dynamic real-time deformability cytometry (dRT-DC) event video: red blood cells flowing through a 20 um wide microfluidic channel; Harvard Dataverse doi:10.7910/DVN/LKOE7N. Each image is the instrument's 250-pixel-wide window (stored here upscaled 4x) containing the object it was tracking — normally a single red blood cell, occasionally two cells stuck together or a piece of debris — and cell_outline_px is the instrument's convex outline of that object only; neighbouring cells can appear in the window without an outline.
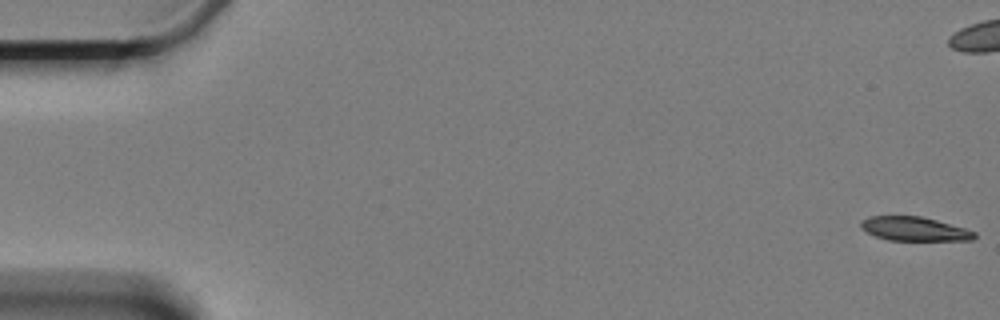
{"species": "Egyptian fruit bat (a non-hibernating species)", "species_latin": "Rousettus aegyptiacus", "temperature_condition": "cold", "stored_images_in_passage": 61, "camera_frame_rate_fps": 3000, "um_per_image_px": 0.085, "animal": {"sex": "female"}, "frame": {"image": 1, "passage_image": 1, "time_ms": 0.0, "image_size_px": [1000, 320], "cell_outline_px": [[976, 236], [972, 240], [888, 240], [876, 236], [860, 228], [860, 220], [868, 216], [920, 216], [936, 220], [964, 228], [976, 232]], "centroid_in_image_um": [77.68, 19.45], "position_along_channel_um": 7.3, "area_um2": 15.78}}
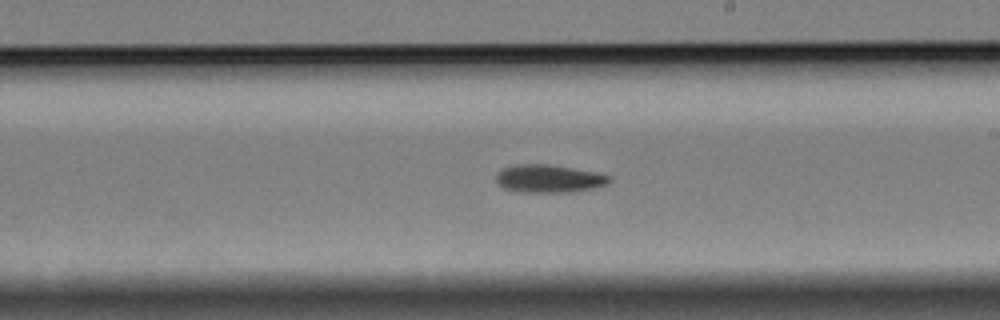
{"frame": {"image": 2, "passage_image": 35, "time_ms": 11.333, "image_size_px": [1000, 320], "cell_outline_px": [[612, 180], [608, 184], [596, 188], [572, 192], [516, 192], [504, 188], [496, 180], [496, 176], [500, 168], [516, 164], [548, 164], [596, 172], [612, 176]], "centroid_in_image_um": [46.68, 15.18], "position_along_channel_um": 242.3, "area_um2": 18.67}}
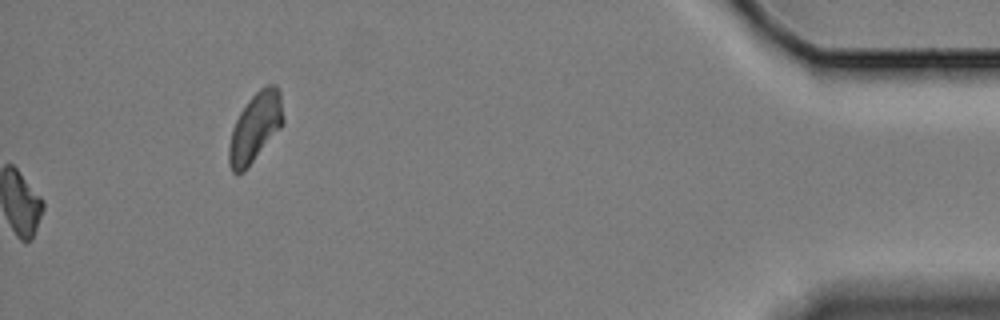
{"frame": {"image": 3, "passage_image": 61, "time_ms": 20.0, "image_size_px": [1000, 320], "cell_outline_px": [[284, 120], [280, 128], [244, 172], [236, 176], [232, 172], [228, 164], [228, 144], [232, 128], [240, 112], [248, 100], [260, 88], [268, 84], [276, 84], [280, 88], [284, 116]], "centroid_in_image_um": [21.68, 10.83], "position_along_channel_um": 413.5, "area_um2": 22.14}, "authors_computed_cell_mechanics": {"area_um2": 17.5712, "velocity_mm_per_s": 3.3345, "shape_relaxation_time_tau1_ms": 6.989, "shape_relaxation_time_tau2_ms": null, "deformation_change_tau1": 0.1473, "deformation_change_tau2": null}}